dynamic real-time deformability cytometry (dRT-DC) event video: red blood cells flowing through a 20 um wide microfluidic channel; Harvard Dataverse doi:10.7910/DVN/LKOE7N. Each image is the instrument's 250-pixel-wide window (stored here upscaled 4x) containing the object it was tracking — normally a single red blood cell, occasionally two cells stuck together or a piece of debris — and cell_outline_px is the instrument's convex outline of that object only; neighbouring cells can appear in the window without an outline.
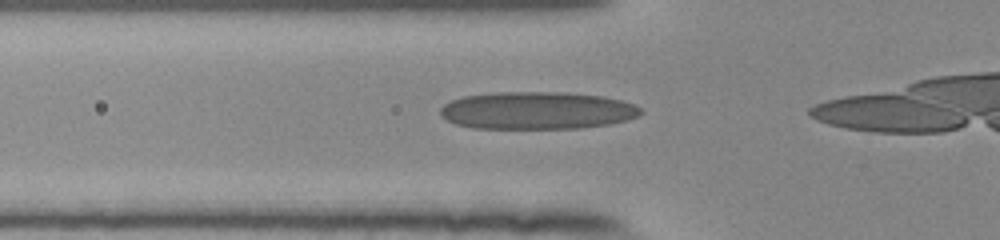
{"species": "human", "species_latin": "Homo sapiens", "temperature_condition": "room temperature", "stored_images_in_passage": 18, "camera_frame_rate_fps": 3000, "um_per_image_px": 0.085, "donor": {"sex": "female"}, "frame": {"image": 1, "passage_image": 13, "time_ms": 4.0, "image_size_px": [1000, 240], "cell_outline_px": [[644, 112], [628, 120], [608, 124], [580, 128], [472, 128], [456, 124], [440, 116], [440, 108], [444, 104], [452, 100], [464, 96], [496, 92], [560, 92], [604, 96], [624, 100], [636, 104]], "centroid_in_image_um": [45.67, 9.39], "position_along_channel_um": 80.1, "area_um2": 43.99}}
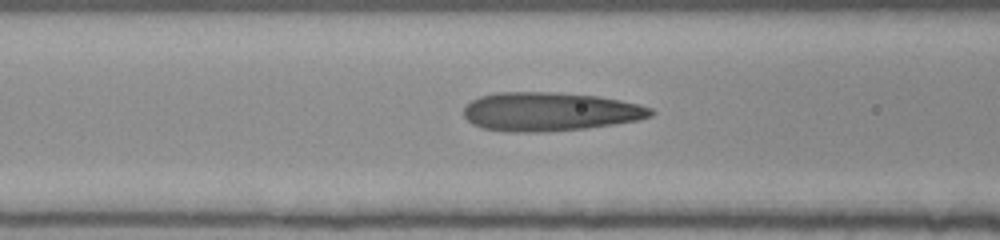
{"frame": {"image": 2, "passage_image": 16, "time_ms": 5.0, "image_size_px": [1000, 240], "cell_outline_px": [[656, 112], [652, 116], [640, 120], [588, 128], [540, 132], [504, 132], [484, 128], [472, 124], [464, 116], [464, 108], [472, 100], [480, 96], [496, 92], [556, 92], [600, 96], [640, 104], [652, 108]], "centroid_in_image_um": [46.77, 9.49], "position_along_channel_um": 119.8, "area_um2": 42.6}}